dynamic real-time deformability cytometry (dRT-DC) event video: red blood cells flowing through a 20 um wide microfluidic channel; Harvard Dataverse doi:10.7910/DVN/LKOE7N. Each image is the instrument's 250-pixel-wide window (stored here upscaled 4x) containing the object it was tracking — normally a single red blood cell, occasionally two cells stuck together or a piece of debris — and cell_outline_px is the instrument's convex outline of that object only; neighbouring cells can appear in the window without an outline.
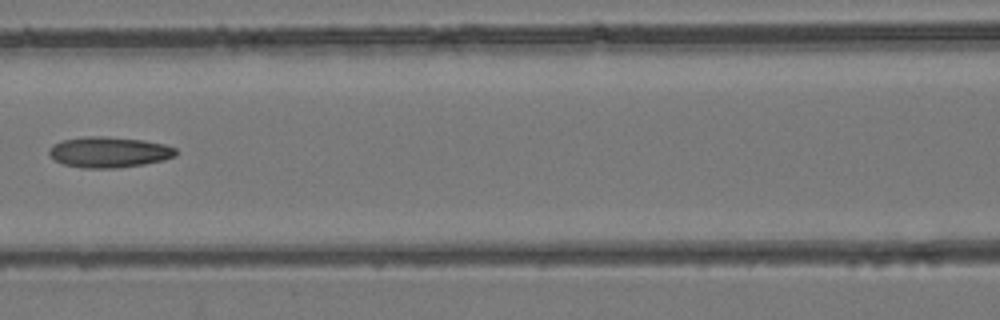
{"species": "common noctule bat (a hibernating species)", "species_latin": "Nyctalus noctula", "temperature_condition": "room temperature", "stored_images_in_passage": 7, "camera_frame_rate_fps": 3000, "um_per_image_px": 0.085, "animal": {"sex": "female", "body_mass_g": 24.6, "forearm_length_mm": 56.2}, "frame": {"image": 1, "passage_image": 7, "time_ms": 6.667, "image_size_px": [1000, 320], "cell_outline_px": [[176, 156], [164, 160], [144, 164], [116, 168], [84, 168], [64, 164], [56, 160], [48, 152], [52, 144], [60, 140], [84, 136], [104, 136], [144, 140], [164, 144], [176, 148]], "centroid_in_image_um": [9.27, 12.92], "position_along_channel_um": 157.3, "area_um2": 22.77}}